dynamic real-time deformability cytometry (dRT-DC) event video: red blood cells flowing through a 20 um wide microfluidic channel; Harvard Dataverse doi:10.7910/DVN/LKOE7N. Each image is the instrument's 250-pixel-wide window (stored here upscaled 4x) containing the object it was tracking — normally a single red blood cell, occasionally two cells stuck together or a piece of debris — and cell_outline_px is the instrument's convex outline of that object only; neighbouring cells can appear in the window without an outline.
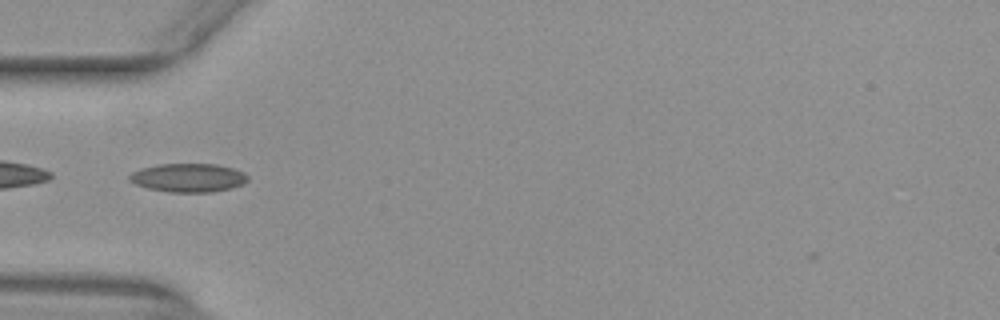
{"species": "common noctule bat (a hibernating species)", "species_latin": "Nyctalus noctula", "temperature_condition": "warm", "stored_images_in_passage": 38, "camera_frame_rate_fps": 3000, "um_per_image_px": 0.085, "animal": {"sex": "female", "body_mass_g": 29.2, "forearm_length_mm": 56.3}, "frame": {"image": 1, "passage_image": 3, "time_ms": 0.667, "image_size_px": [1000, 320], "cell_outline_px": [[248, 180], [244, 184], [232, 188], [212, 192], [168, 192], [148, 188], [136, 184], [128, 180], [128, 176], [132, 172], [140, 168], [160, 164], [216, 164], [232, 168], [244, 172], [248, 176]], "centroid_in_image_um": [16.01, 15.11], "position_along_channel_um": 69.0, "area_um2": 19.83}}
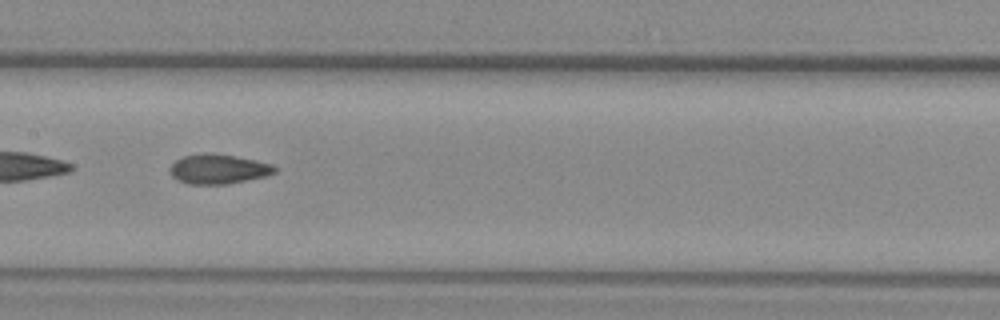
{"frame": {"image": 2, "passage_image": 12, "time_ms": 3.667, "image_size_px": [1000, 320], "cell_outline_px": [[276, 172], [268, 176], [228, 184], [188, 184], [172, 176], [168, 168], [176, 160], [184, 156], [204, 152], [212, 152], [236, 156], [272, 164], [276, 168]], "centroid_in_image_um": [18.57, 14.36], "position_along_channel_um": 188.8, "area_um2": 18.26}}
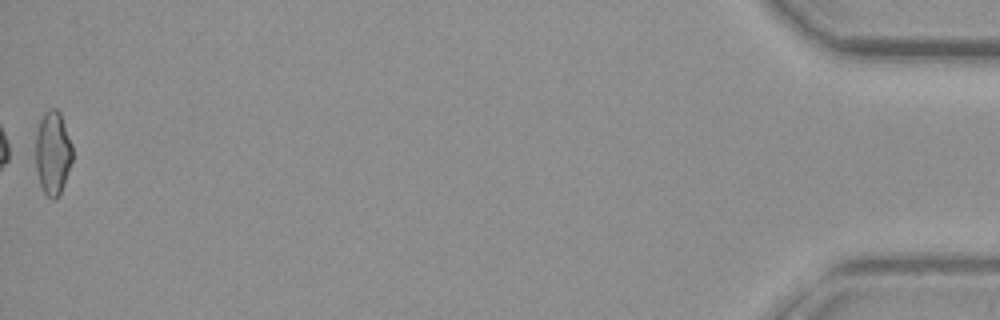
{"frame": {"image": 3, "passage_image": 38, "time_ms": 12.333, "image_size_px": [1000, 320], "cell_outline_px": [[72, 160], [60, 196], [56, 200], [52, 200], [44, 192], [40, 184], [36, 168], [36, 132], [40, 120], [44, 112], [48, 108], [56, 108], [60, 112], [72, 144]], "centroid_in_image_um": [4.49, 13.0], "position_along_channel_um": 430.7, "area_um2": 18.09}, "authors_computed_cell_mechanics": {"area_um2": 17.9469, "velocity_mm_per_s": 3.9737, "shape_relaxation_time_tau1_ms": null, "shape_relaxation_time_tau2_ms": 2.6846, "deformation_change_tau1": null, "deformation_change_tau2": 0.0974}}